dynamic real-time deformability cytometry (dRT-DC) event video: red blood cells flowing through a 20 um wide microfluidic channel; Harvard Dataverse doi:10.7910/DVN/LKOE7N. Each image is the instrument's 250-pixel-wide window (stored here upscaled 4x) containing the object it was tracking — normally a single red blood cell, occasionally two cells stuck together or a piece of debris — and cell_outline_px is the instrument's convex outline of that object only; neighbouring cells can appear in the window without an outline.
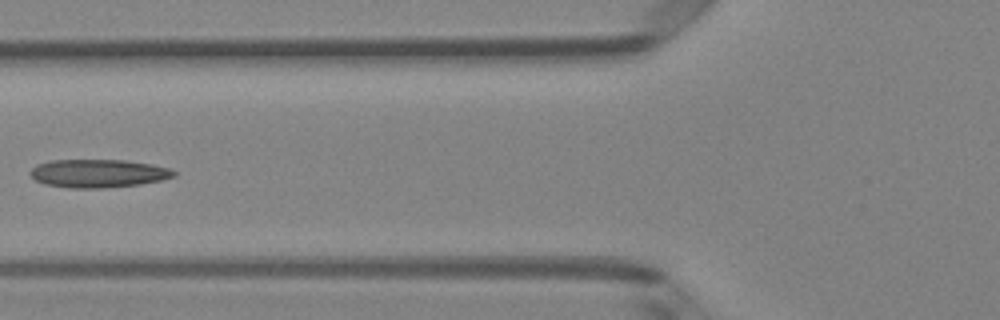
{"species": "Egyptian fruit bat (a non-hibernating species)", "species_latin": "Rousettus aegyptiacus", "temperature_condition": "room temperature", "stored_images_in_passage": 5, "camera_frame_rate_fps": 3000, "um_per_image_px": 0.085, "animal": {"sex": "female"}, "frame": {"image": 1, "passage_image": 5, "time_ms": 1.333, "image_size_px": [1000, 320], "cell_outline_px": [[176, 176], [160, 180], [140, 184], [104, 188], [68, 188], [44, 184], [36, 180], [28, 172], [36, 164], [52, 160], [124, 160], [152, 164], [168, 168], [176, 172]], "centroid_in_image_um": [8.32, 14.74], "position_along_channel_um": 117.5, "area_um2": 23.64}}